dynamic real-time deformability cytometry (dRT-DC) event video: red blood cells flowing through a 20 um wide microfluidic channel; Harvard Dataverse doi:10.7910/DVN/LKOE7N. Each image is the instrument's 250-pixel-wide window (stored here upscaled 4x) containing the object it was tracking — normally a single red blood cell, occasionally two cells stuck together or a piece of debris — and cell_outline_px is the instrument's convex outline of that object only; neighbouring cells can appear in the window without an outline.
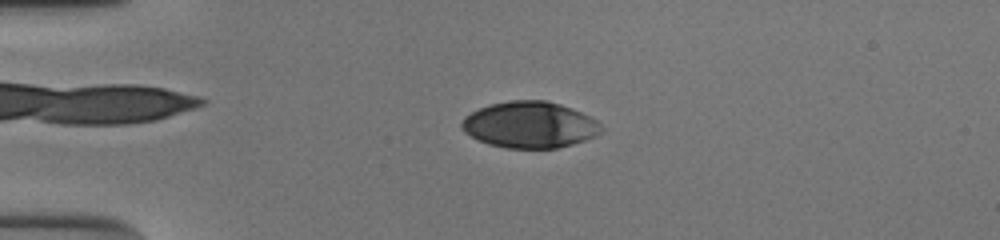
{"species": "human", "species_latin": "Homo sapiens", "temperature_condition": "cold", "stored_images_in_passage": 53, "camera_frame_rate_fps": 3000, "um_per_image_px": 0.085, "donor": {"sex": "male"}, "frame": {"image": 1, "passage_image": 13, "time_ms": 4.0, "image_size_px": [1000, 240], "cell_outline_px": [[604, 128], [596, 136], [572, 144], [556, 148], [504, 148], [488, 144], [464, 132], [460, 128], [460, 124], [464, 116], [488, 104], [508, 100], [544, 100], [560, 104], [572, 108], [596, 120]], "centroid_in_image_um": [45.01, 10.6], "position_along_channel_um": 40.0, "area_um2": 37.74}}
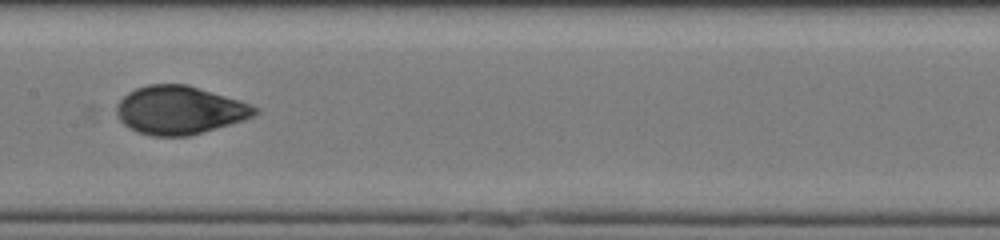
{"frame": {"image": 2, "passage_image": 28, "time_ms": 9.0, "image_size_px": [1000, 240], "cell_outline_px": [[260, 112], [244, 120], [188, 136], [152, 136], [136, 132], [128, 128], [120, 120], [116, 112], [116, 104], [128, 92], [136, 88], [148, 84], [188, 84], [240, 100], [252, 104], [260, 108]], "centroid_in_image_um": [15.27, 9.35], "position_along_channel_um": 192.1, "area_um2": 39.13}}
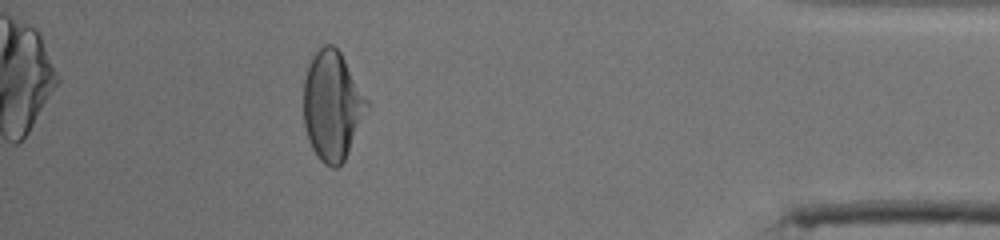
{"frame": {"image": 3, "passage_image": 48, "time_ms": 15.667, "image_size_px": [1000, 240], "cell_outline_px": [[368, 104], [348, 152], [344, 160], [336, 168], [332, 168], [324, 164], [320, 160], [312, 148], [304, 124], [304, 80], [308, 64], [316, 52], [324, 44], [332, 44], [340, 52], [368, 100]], "centroid_in_image_um": [28.21, 8.97], "position_along_channel_um": 407.0, "area_um2": 39.48}, "authors_computed_cell_mechanics": {"area_um2": 39.015, "velocity_mm_per_s": 3.8496, "shape_relaxation_time_tau1_ms": 4.7111, "shape_relaxation_time_tau2_ms": 0.8648, "deformation_change_tau1": 0.175, "deformation_change_tau2": 0.0461}}